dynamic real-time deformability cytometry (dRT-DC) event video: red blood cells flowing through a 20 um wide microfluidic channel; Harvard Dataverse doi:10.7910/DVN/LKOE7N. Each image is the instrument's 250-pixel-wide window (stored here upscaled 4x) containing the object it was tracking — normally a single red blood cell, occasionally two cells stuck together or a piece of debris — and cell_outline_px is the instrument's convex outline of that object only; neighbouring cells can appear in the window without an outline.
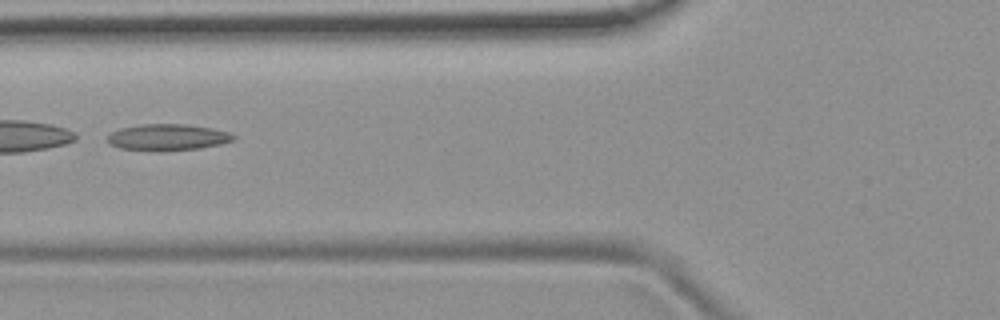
{"species": "common noctule bat (a hibernating species)", "species_latin": "Nyctalus noctula", "temperature_condition": "room temperature", "stored_images_in_passage": 6, "camera_frame_rate_fps": 3000, "um_per_image_px": 0.085, "animal": {"sex": "female", "body_mass_g": 19.9}, "frame": {"image": 1, "passage_image": 6, "time_ms": 6.667, "image_size_px": [1000, 320], "cell_outline_px": [[236, 136], [232, 140], [220, 144], [200, 148], [164, 152], [156, 152], [120, 148], [108, 144], [108, 136], [112, 132], [120, 128], [140, 124], [188, 124], [212, 128], [228, 132]], "centroid_in_image_um": [14.22, 11.68], "position_along_channel_um": 111.6, "area_um2": 19.65}}